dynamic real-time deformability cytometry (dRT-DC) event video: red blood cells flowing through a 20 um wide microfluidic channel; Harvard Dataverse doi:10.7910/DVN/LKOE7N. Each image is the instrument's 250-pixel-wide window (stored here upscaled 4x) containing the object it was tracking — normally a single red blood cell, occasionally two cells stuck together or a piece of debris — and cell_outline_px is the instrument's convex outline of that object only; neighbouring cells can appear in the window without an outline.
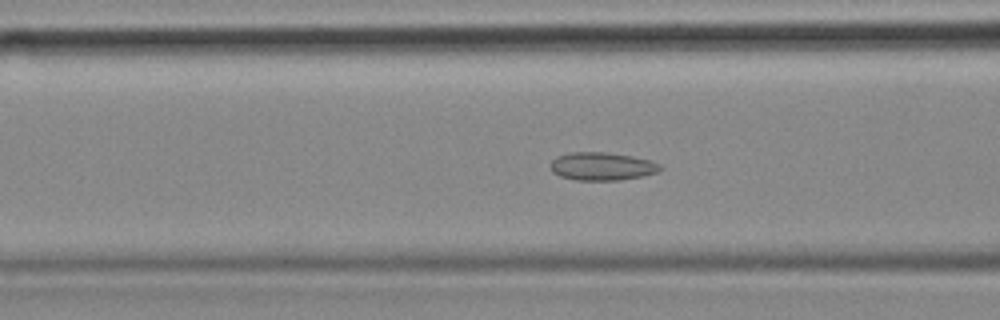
{"species": "common noctule bat (a hibernating species)", "species_latin": "Nyctalus noctula", "temperature_condition": "cold", "stored_images_in_passage": 55, "camera_frame_rate_fps": 3000, "um_per_image_px": 0.085, "animal": {"sex": "female", "body_mass_g": 18.4}, "frame": {"image": 1, "passage_image": 21, "time_ms": 6.667, "image_size_px": [1000, 320], "cell_outline_px": [[664, 168], [660, 172], [644, 176], [620, 180], [576, 180], [560, 176], [552, 172], [552, 160], [556, 156], [572, 152], [608, 152], [632, 156], [652, 160], [660, 164]], "centroid_in_image_um": [51.24, 14.14], "position_along_channel_um": 115.4, "area_um2": 18.15}}
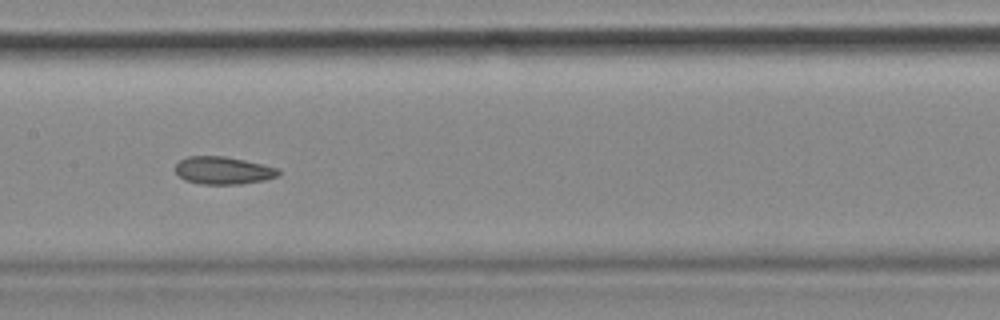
{"frame": {"image": 2, "passage_image": 27, "time_ms": 8.667, "image_size_px": [1000, 320], "cell_outline_px": [[280, 176], [264, 180], [240, 184], [200, 184], [184, 180], [176, 172], [176, 164], [180, 160], [188, 156], [224, 156], [244, 160], [280, 168]], "centroid_in_image_um": [19.0, 14.49], "position_along_channel_um": 188.4, "area_um2": 16.65}}
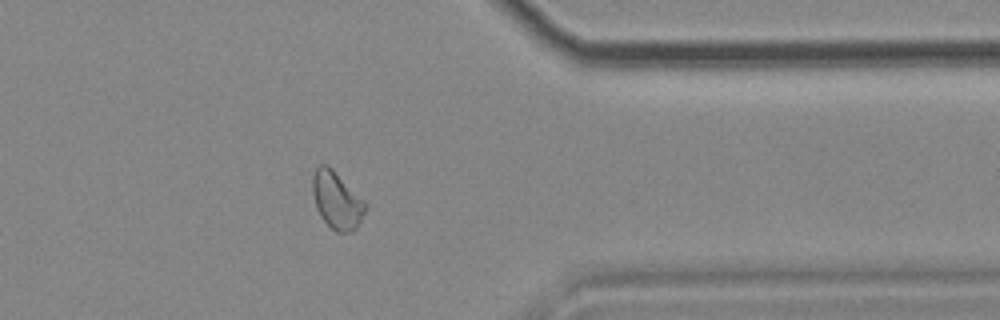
{"frame": {"image": 3, "passage_image": 44, "time_ms": 14.333, "image_size_px": [1000, 320], "cell_outline_px": [[368, 208], [356, 228], [352, 232], [336, 232], [320, 216], [316, 208], [312, 192], [312, 176], [316, 168], [320, 164], [328, 164], [368, 204]], "centroid_in_image_um": [28.63, 17.01], "position_along_channel_um": 382.8, "area_um2": 17.74}, "authors_computed_cell_mechanics": {"area_um2": 18.1492, "velocity_mm_per_s": 3.6579, "shape_relaxation_time_tau1_ms": null, "shape_relaxation_time_tau2_ms": 3.2036, "deformation_change_tau1": null, "deformation_change_tau2": 0.0765}}